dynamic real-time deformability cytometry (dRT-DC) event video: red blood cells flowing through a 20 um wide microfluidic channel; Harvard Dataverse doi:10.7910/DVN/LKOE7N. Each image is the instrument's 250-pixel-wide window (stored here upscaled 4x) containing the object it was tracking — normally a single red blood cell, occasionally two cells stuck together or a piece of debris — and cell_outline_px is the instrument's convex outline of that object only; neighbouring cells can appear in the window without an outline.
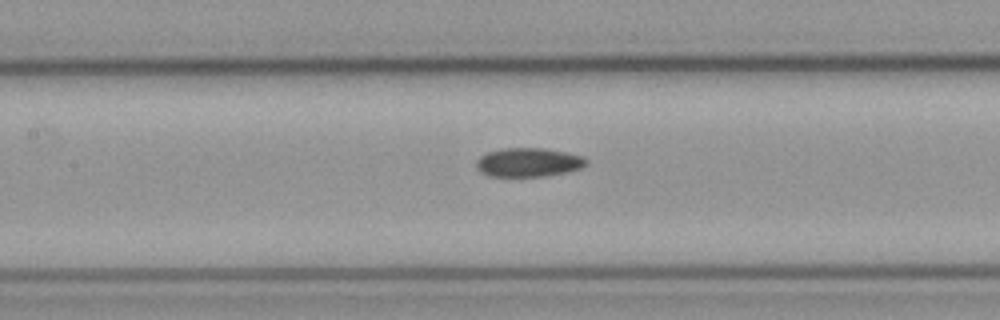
{"species": "common noctule bat (a hibernating species)", "species_latin": "Nyctalus noctula", "temperature_condition": "cold", "stored_images_in_passage": 6, "camera_frame_rate_fps": 3000, "um_per_image_px": 0.085, "animal": {"sex": "male", "body_mass_g": 23.1, "forearm_length_mm": 52.7}, "frame": {"image": 1, "passage_image": 5, "time_ms": 1.333, "image_size_px": [1000, 320], "cell_outline_px": [[588, 164], [580, 168], [564, 172], [544, 176], [488, 176], [480, 172], [476, 168], [476, 160], [480, 156], [488, 152], [504, 148], [544, 148], [584, 156], [588, 160]], "centroid_in_image_um": [44.9, 13.79], "position_along_channel_um": 162.5, "area_um2": 18.5}}